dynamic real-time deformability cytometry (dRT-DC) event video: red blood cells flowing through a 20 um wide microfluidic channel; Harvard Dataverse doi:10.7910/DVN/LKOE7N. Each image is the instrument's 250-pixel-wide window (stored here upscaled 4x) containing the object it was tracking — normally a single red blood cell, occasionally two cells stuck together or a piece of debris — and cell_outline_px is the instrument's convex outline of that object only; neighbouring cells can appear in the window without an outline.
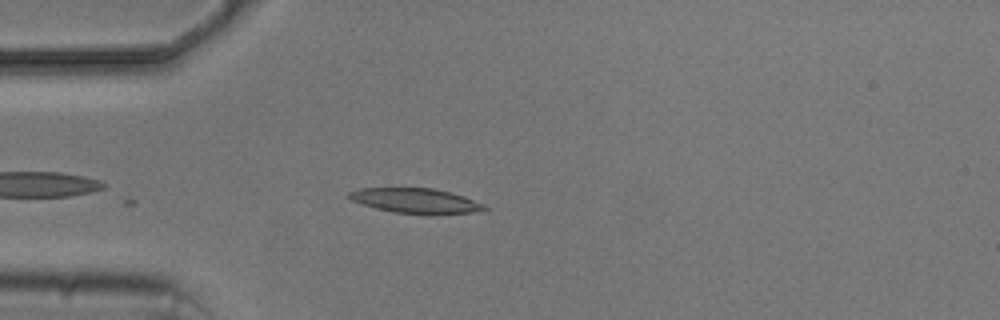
{"species": "common noctule bat (a hibernating species)", "species_latin": "Nyctalus noctula", "temperature_condition": "cold", "stored_images_in_passage": 4, "camera_frame_rate_fps": 3000, "um_per_image_px": 0.085, "animal": {"sex": "male", "body_mass_g": 20.5, "forearm_length_mm": 52.5}, "frame": {"image": 1, "passage_image": 1, "time_ms": 0.0, "image_size_px": [1000, 320], "cell_outline_px": [[488, 208], [472, 212], [436, 216], [432, 216], [392, 212], [376, 208], [352, 200], [348, 196], [348, 192], [360, 188], [432, 188], [452, 192], [464, 196], [484, 204]], "centroid_in_image_um": [35.38, 17.08], "position_along_channel_um": 49.6, "area_um2": 20.0}}